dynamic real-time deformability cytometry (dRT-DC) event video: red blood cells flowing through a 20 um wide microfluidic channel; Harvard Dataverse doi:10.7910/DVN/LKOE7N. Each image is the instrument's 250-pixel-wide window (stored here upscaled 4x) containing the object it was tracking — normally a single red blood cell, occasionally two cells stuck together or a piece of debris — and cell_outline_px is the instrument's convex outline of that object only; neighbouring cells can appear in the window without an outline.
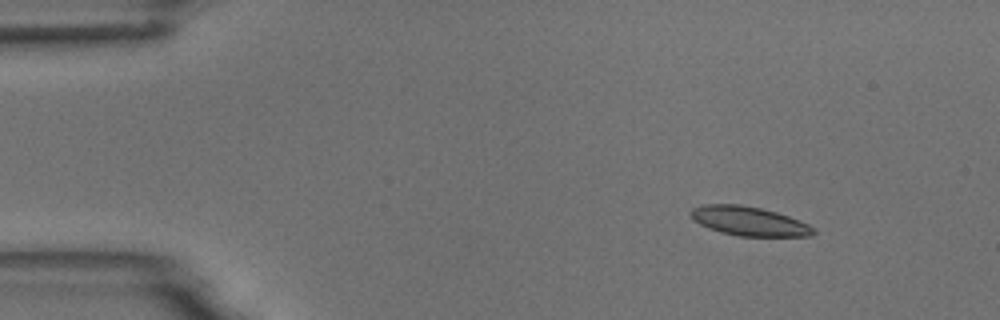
{"species": "common noctule bat (a hibernating species)", "species_latin": "Nyctalus noctula", "temperature_condition": "room temperature", "stored_images_in_passage": 5, "camera_frame_rate_fps": 3000, "um_per_image_px": 0.085, "animal": {"sex": "male", "body_mass_g": 18.8}, "frame": {"image": 1, "passage_image": 1, "time_ms": 0.0, "image_size_px": [1000, 320], "cell_outline_px": [[816, 232], [812, 236], [740, 236], [720, 232], [708, 228], [692, 220], [688, 216], [688, 212], [692, 208], [704, 204], [740, 204], [760, 208], [776, 212], [788, 216], [808, 224]], "centroid_in_image_um": [63.59, 18.79], "position_along_channel_um": 21.4, "area_um2": 20.92}}